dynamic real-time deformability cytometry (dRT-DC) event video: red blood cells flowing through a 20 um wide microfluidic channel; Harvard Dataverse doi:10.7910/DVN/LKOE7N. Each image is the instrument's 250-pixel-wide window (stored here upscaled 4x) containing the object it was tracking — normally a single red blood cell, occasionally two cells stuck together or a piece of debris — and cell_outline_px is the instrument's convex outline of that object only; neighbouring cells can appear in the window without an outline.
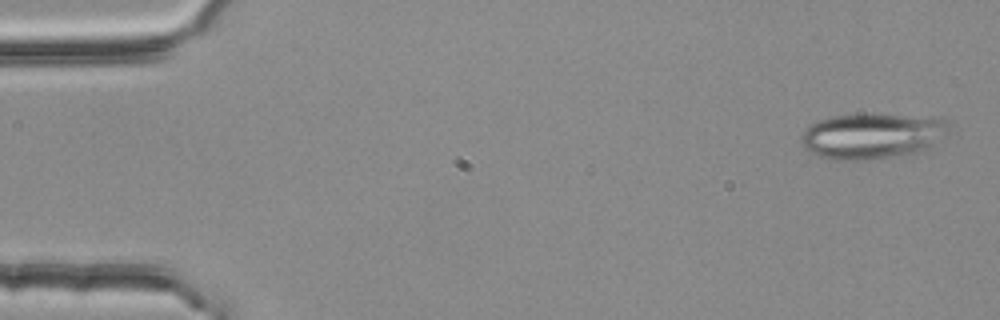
{"species": "common noctule bat (a hibernating species)", "species_latin": "Nyctalus noctula", "temperature_condition": "room temperature", "stored_images_in_passage": 53, "camera_frame_rate_fps": 3000, "um_per_image_px": 0.085, "animal": {"sex": "female", "body_mass_g": 25.1}, "frame": {"image": 1, "passage_image": 2, "time_ms": 0.333, "image_size_px": [1000, 320], "cell_outline_px": [[952, 124], [928, 148], [916, 152], [892, 156], [856, 160], [836, 160], [820, 156], [804, 148], [800, 140], [808, 124], [816, 120], [836, 116], [864, 112], [940, 116], [948, 120]], "centroid_in_image_um": [74.14, 11.49], "position_along_channel_um": 10.9, "area_um2": 39.77}}
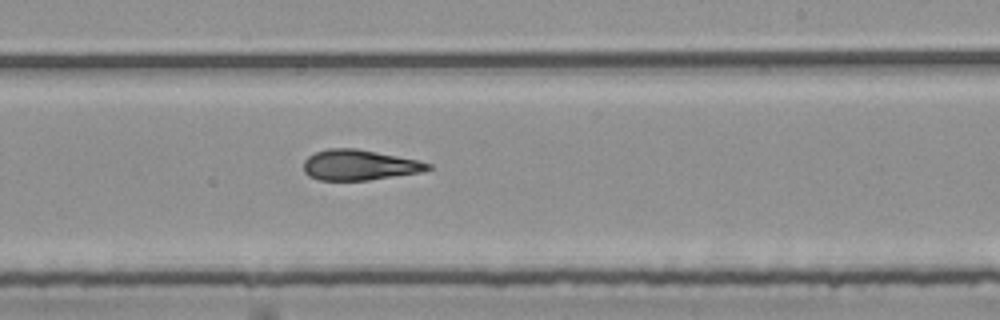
{"frame": {"image": 2, "passage_image": 32, "time_ms": 10.333, "image_size_px": [1000, 320], "cell_outline_px": [[432, 168], [420, 172], [368, 180], [320, 180], [308, 176], [304, 172], [304, 160], [308, 156], [316, 152], [328, 148], [356, 148], [420, 160], [432, 164]], "centroid_in_image_um": [30.54, 14.02], "position_along_channel_um": 258.5, "area_um2": 22.08}}
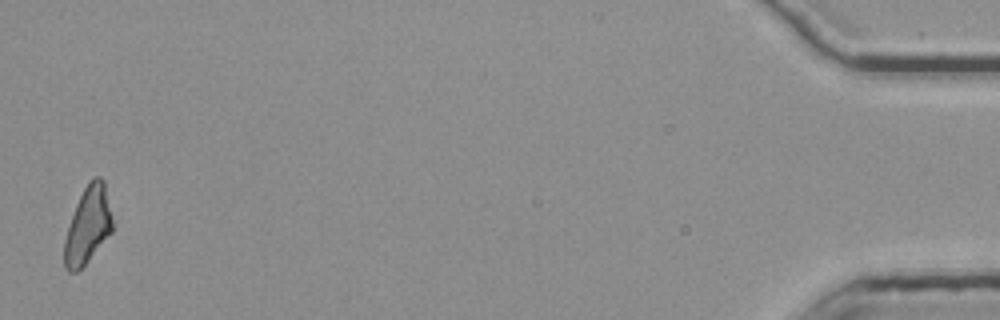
{"frame": {"image": 3, "passage_image": 53, "time_ms": 17.333, "image_size_px": [1000, 320], "cell_outline_px": [[112, 232], [88, 260], [76, 272], [68, 272], [64, 268], [64, 240], [76, 204], [84, 188], [92, 176], [100, 176], [104, 180], [112, 216]], "centroid_in_image_um": [7.47, 19.13], "position_along_channel_um": 427.7, "area_um2": 21.39}, "authors_computed_cell_mechanics": {"area_um2": 22.7732, "velocity_mm_per_s": 3.8058, "shape_relaxation_time_tau1_ms": 10.4271, "shape_relaxation_time_tau2_ms": 3.067, "deformation_change_tau1": 0.263, "deformation_change_tau2": 0.1375}}